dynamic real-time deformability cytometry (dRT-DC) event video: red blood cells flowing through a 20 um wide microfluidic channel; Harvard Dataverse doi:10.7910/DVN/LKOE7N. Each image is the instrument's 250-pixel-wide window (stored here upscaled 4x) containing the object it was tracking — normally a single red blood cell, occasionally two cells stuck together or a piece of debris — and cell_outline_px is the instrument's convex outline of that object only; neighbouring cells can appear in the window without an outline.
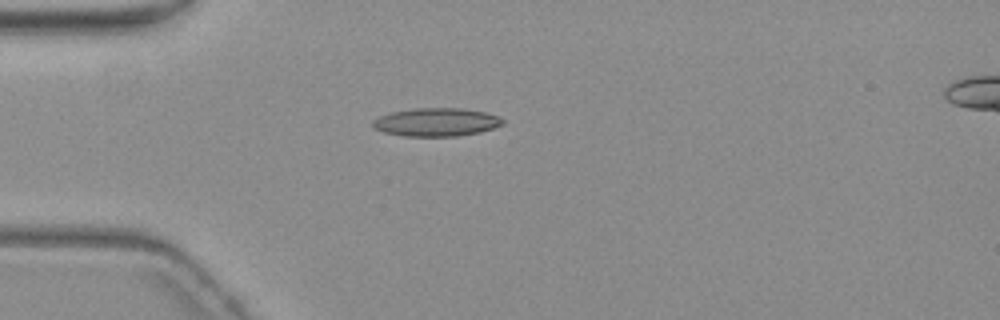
{"species": "common noctule bat (a hibernating species)", "species_latin": "Nyctalus noctula", "temperature_condition": "warm", "stored_images_in_passage": 4, "camera_frame_rate_fps": 3000, "um_per_image_px": 0.085, "animal": {"sex": "female", "body_mass_g": 19.3, "forearm_length_mm": 54.1}, "frame": {"image": 1, "passage_image": 4, "time_ms": 4.333, "image_size_px": [1000, 320], "cell_outline_px": [[504, 124], [480, 132], [460, 136], [404, 136], [384, 132], [372, 128], [372, 120], [380, 116], [392, 112], [412, 108], [464, 108], [484, 112], [500, 116], [504, 120]], "centroid_in_image_um": [37.09, 10.38], "position_along_channel_um": 47.9, "area_um2": 21.56}}